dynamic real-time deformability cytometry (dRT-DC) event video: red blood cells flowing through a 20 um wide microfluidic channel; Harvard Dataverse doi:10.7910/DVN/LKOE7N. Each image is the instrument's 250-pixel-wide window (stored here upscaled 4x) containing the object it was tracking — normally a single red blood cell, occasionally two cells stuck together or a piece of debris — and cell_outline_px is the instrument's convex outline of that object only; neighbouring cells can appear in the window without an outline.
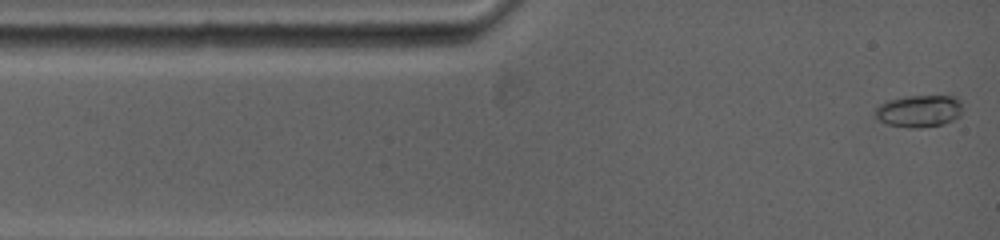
{"species": "common noctule bat (a hibernating species)", "species_latin": "Nyctalus noctula", "temperature_condition": "warm", "stored_images_in_passage": 12, "camera_frame_rate_fps": 5000, "um_per_image_px": 0.085, "animal": {"sex": "female", "body_mass_g": 19.0, "forearm_length_mm": 53.3}, "frame": {"image": 1, "passage_image": 1, "time_ms": 0.0, "image_size_px": [1000, 240], "cell_outline_px": [[960, 116], [952, 120], [940, 124], [920, 128], [908, 128], [888, 124], [880, 120], [872, 112], [880, 104], [888, 100], [908, 96], [956, 96], [960, 100]], "centroid_in_image_um": [78.09, 9.43], "position_along_channel_um": 6.9, "area_um2": 16.24}}
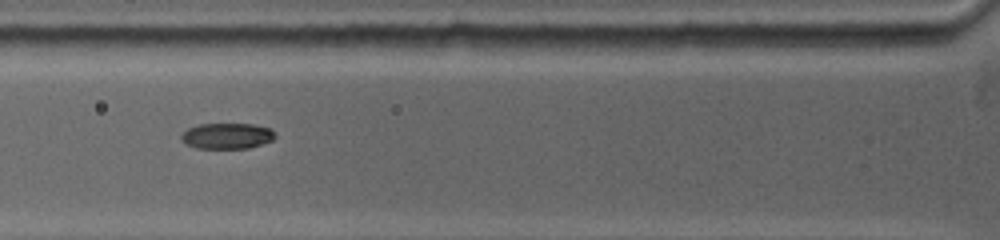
{"frame": {"image": 2, "passage_image": 6, "time_ms": 3.8, "image_size_px": [1000, 240], "cell_outline_px": [[276, 136], [272, 140], [248, 148], [196, 148], [184, 144], [180, 140], [180, 136], [188, 128], [196, 124], [252, 124], [272, 128]], "centroid_in_image_um": [19.26, 11.55], "position_along_channel_um": 106.5, "area_um2": 14.22}}
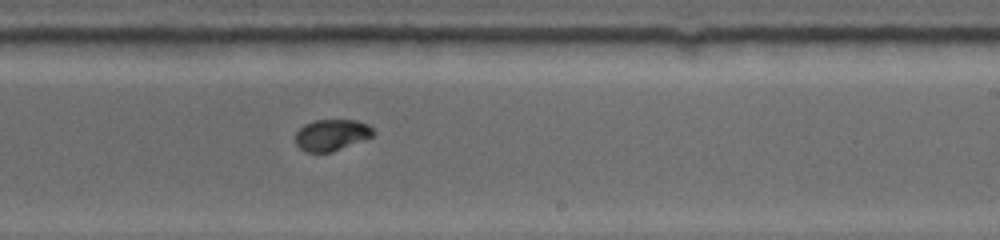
{"frame": {"image": 3, "passage_image": 12, "time_ms": 7.8, "image_size_px": [1000, 240], "cell_outline_px": [[376, 132], [372, 136], [332, 152], [304, 152], [296, 144], [296, 132], [304, 124], [316, 120], [356, 120], [368, 124]], "centroid_in_image_um": [28.18, 11.47], "position_along_channel_um": 260.8, "area_um2": 14.16}}